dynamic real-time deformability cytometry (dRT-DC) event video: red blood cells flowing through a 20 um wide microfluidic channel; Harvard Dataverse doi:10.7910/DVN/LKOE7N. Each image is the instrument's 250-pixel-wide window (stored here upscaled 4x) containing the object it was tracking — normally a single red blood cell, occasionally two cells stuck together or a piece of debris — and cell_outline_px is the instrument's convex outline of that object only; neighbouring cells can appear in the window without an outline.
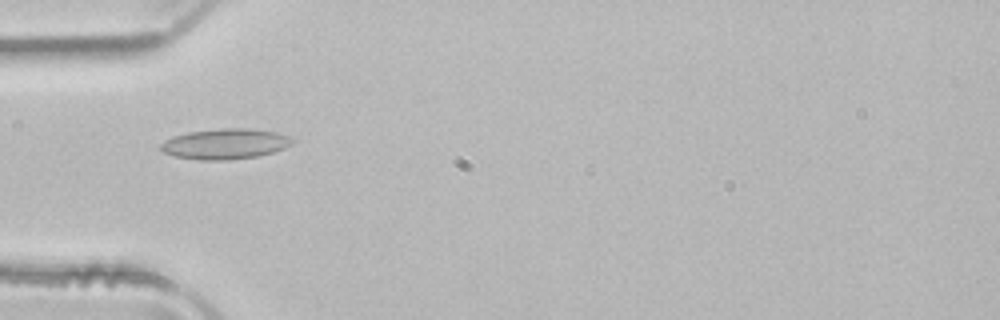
{"species": "common noctule bat (a hibernating species)", "species_latin": "Nyctalus noctula", "temperature_condition": "room temperature", "stored_images_in_passage": 37, "camera_frame_rate_fps": 3000, "um_per_image_px": 0.085, "animal": {"sex": "male", "body_mass_g": 21.5, "forearm_length_mm": 52.0}, "frame": {"image": 1, "passage_image": 2, "time_ms": 0.333, "image_size_px": [1000, 320], "cell_outline_px": [[296, 140], [292, 144], [284, 148], [272, 152], [256, 156], [228, 160], [200, 160], [176, 156], [164, 152], [160, 148], [160, 144], [164, 140], [172, 136], [188, 132], [220, 128], [248, 128], [276, 132], [292, 136]], "centroid_in_image_um": [19.16, 12.22], "position_along_channel_um": 65.8, "area_um2": 23.47}}
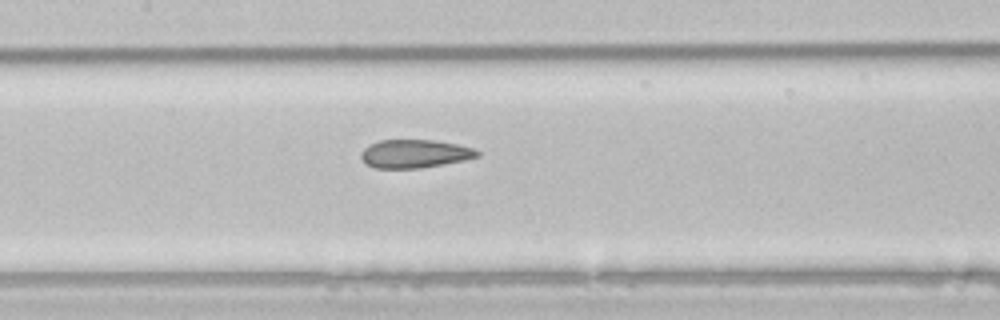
{"frame": {"image": 2, "passage_image": 10, "time_ms": 3.0, "image_size_px": [1000, 320], "cell_outline_px": [[480, 156], [464, 160], [420, 168], [376, 168], [364, 164], [360, 156], [360, 152], [368, 144], [380, 140], [436, 140], [476, 148], [480, 152]], "centroid_in_image_um": [35.23, 13.06], "position_along_channel_um": 172.2, "area_um2": 19.36}}
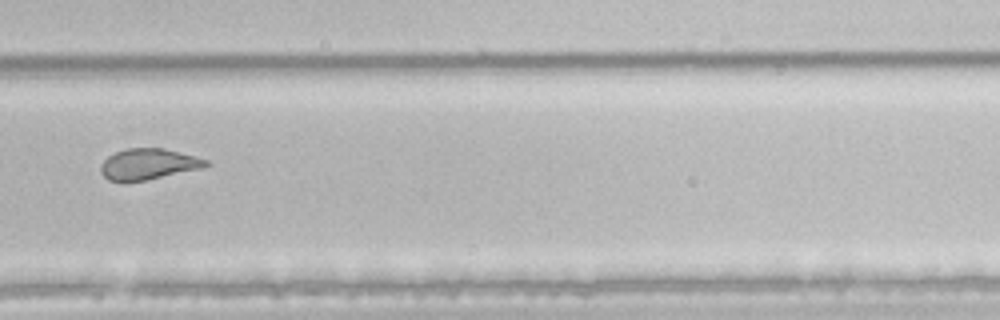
{"frame": {"image": 3, "passage_image": 21, "time_ms": 6.667, "image_size_px": [1000, 320], "cell_outline_px": [[212, 164], [204, 168], [148, 180], [108, 180], [100, 172], [100, 164], [108, 156], [124, 148], [164, 148], [196, 156], [208, 160]], "centroid_in_image_um": [12.66, 13.94], "position_along_channel_um": 317.1, "area_um2": 19.07}, "authors_computed_cell_mechanics": {"area_um2": 20.4034, "velocity_mm_per_s": 3.9778, "shape_relaxation_time_tau1_ms": null, "shape_relaxation_time_tau2_ms": 1.5927, "deformation_change_tau1": null, "deformation_change_tau2": 0.074}}